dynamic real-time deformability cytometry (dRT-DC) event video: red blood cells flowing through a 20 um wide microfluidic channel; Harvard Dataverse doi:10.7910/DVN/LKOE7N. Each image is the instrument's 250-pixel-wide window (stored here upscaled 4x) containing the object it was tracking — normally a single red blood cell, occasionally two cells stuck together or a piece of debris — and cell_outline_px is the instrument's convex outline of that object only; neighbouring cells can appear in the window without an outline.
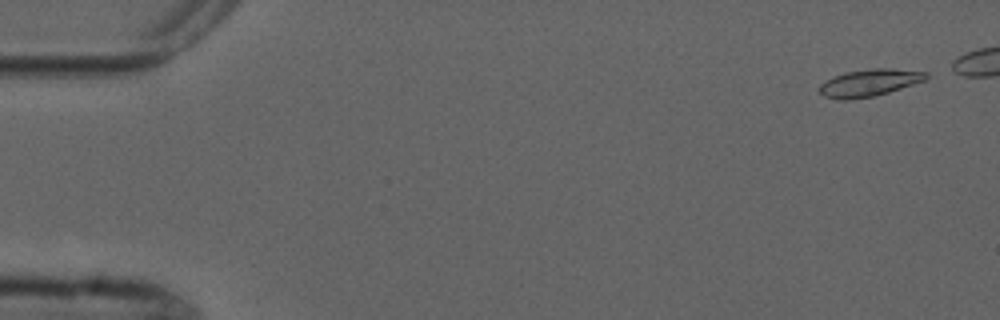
{"species": "common noctule bat (a hibernating species)", "species_latin": "Nyctalus noctula", "temperature_condition": "cold", "stored_images_in_passage": 8, "segment_of_instrument_passage": [1, 2], "camera_frame_rate_fps": 3000, "um_per_image_px": 0.085, "animal": {"sex": "male", "forearm_length_mm": 52.5}, "frame": {"image": 1, "passage_image": 1, "time_ms": 0.0, "image_size_px": [1000, 320], "cell_outline_px": [[928, 76], [924, 80], [888, 92], [872, 96], [848, 100], [836, 100], [824, 96], [820, 92], [820, 84], [844, 72], [872, 68], [892, 68], [928, 72]], "centroid_in_image_um": [73.88, 7.03], "position_along_channel_um": 11.1, "area_um2": 16.65}}
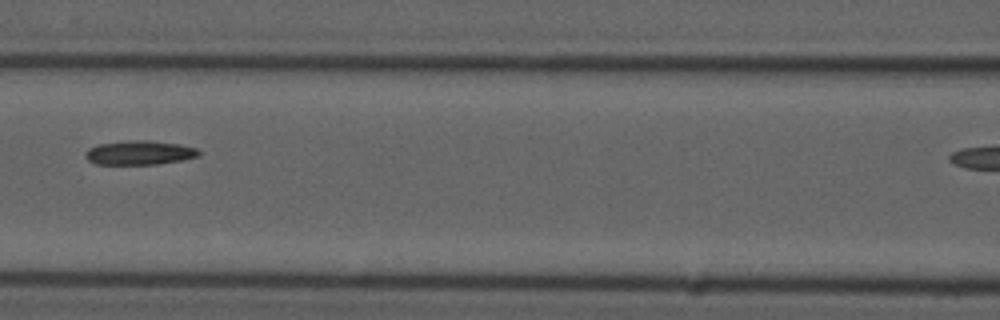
{"frame": {"image": 2, "passage_image": 7, "time_ms": 7.333, "image_size_px": [1000, 320], "cell_outline_px": [[200, 156], [180, 160], [156, 164], [96, 164], [88, 160], [84, 156], [84, 152], [88, 148], [100, 144], [136, 140], [148, 140], [180, 144], [196, 148], [200, 152]], "centroid_in_image_um": [11.85, 12.98], "position_along_channel_um": 154.8, "area_um2": 15.84}}